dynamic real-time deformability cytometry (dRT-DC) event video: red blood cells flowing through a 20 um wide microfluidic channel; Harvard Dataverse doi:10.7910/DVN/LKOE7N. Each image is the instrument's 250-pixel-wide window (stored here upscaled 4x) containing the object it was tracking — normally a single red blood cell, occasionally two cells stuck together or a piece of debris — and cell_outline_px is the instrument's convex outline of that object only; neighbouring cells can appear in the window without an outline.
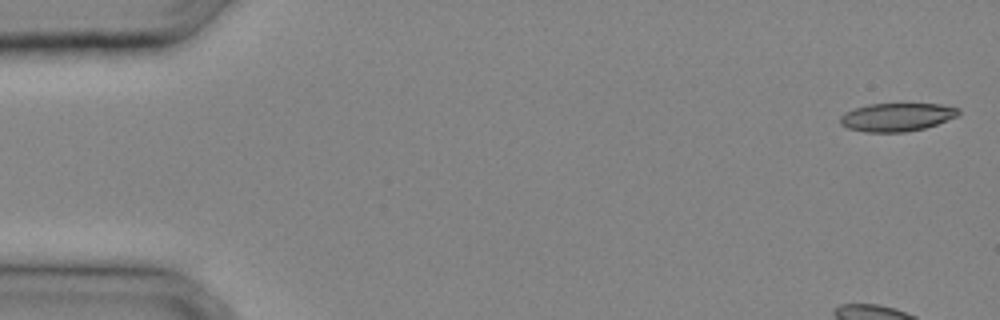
{"species": "common noctule bat (a hibernating species)", "species_latin": "Nyctalus noctula", "temperature_condition": "cold", "stored_images_in_passage": 29, "camera_frame_rate_fps": 3000, "um_per_image_px": 0.085, "animal": {"sex": "male", "body_mass_g": 20.4}, "frame": {"image": 1, "passage_image": 1, "time_ms": 0.0, "image_size_px": [1000, 320], "cell_outline_px": [[960, 112], [956, 116], [936, 124], [924, 128], [904, 132], [868, 132], [848, 128], [840, 124], [840, 116], [844, 112], [852, 108], [868, 104], [940, 104], [960, 108]], "centroid_in_image_um": [76.19, 9.94], "position_along_channel_um": 8.8, "area_um2": 19.42}}
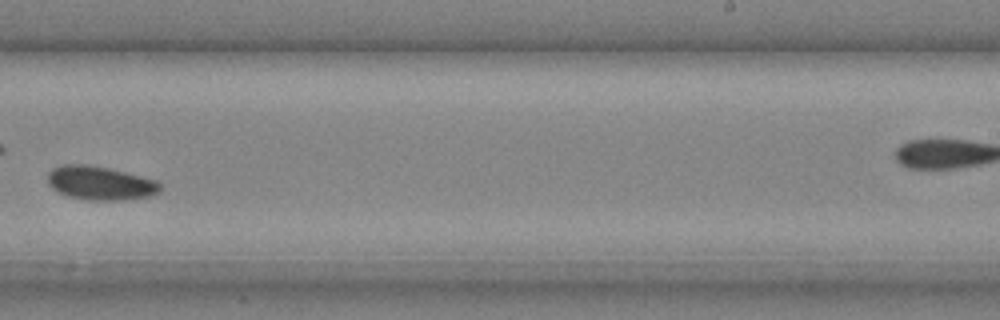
{"frame": {"image": 2, "passage_image": 21, "time_ms": 6.667, "image_size_px": [1000, 320], "cell_outline_px": [[160, 192], [148, 196], [124, 200], [84, 200], [68, 196], [52, 188], [48, 184], [48, 172], [52, 168], [64, 164], [84, 164], [108, 168], [156, 180], [160, 184]], "centroid_in_image_um": [8.49, 15.56], "position_along_channel_um": 280.5, "area_um2": 22.02}}